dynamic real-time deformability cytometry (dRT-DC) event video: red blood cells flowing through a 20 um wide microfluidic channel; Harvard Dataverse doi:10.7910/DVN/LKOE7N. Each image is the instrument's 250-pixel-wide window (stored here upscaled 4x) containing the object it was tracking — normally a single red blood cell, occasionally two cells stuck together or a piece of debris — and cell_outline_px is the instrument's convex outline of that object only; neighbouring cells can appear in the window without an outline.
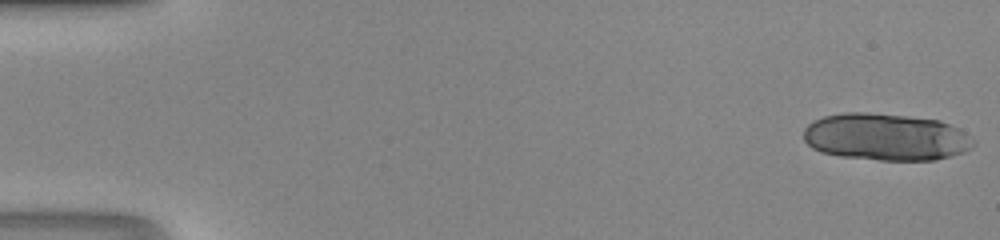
{"species": "human", "species_latin": "Homo sapiens", "temperature_condition": "room temperature", "stored_images_in_passage": 28, "camera_frame_rate_fps": 3000, "um_per_image_px": 0.085, "donor": {"sex": "male"}, "frame": {"image": 1, "passage_image": 1, "time_ms": 0.0, "image_size_px": [1000, 240], "cell_outline_px": [[976, 144], [972, 148], [964, 152], [936, 160], [880, 160], [840, 156], [820, 152], [812, 148], [804, 140], [804, 128], [812, 120], [824, 116], [844, 112], [864, 112], [904, 116], [940, 120], [964, 132], [976, 140]], "centroid_in_image_um": [75.28, 11.65], "position_along_channel_um": 9.7, "area_um2": 46.76}}
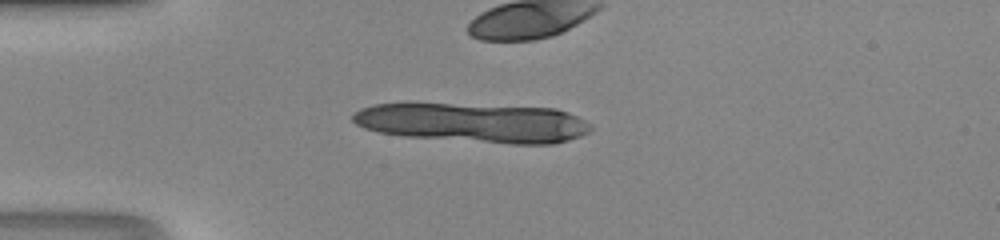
{"frame": {"image": 2, "passage_image": 13, "time_ms": 4.0, "image_size_px": [1000, 240], "cell_outline_px": [[592, 128], [588, 132], [580, 136], [568, 140], [552, 144], [512, 144], [404, 136], [380, 132], [364, 128], [356, 124], [352, 120], [352, 112], [360, 108], [372, 104], [404, 100], [416, 100], [556, 108], [568, 112], [592, 124]], "centroid_in_image_um": [40.12, 10.37], "position_along_channel_um": 44.9, "area_um2": 56.82}}